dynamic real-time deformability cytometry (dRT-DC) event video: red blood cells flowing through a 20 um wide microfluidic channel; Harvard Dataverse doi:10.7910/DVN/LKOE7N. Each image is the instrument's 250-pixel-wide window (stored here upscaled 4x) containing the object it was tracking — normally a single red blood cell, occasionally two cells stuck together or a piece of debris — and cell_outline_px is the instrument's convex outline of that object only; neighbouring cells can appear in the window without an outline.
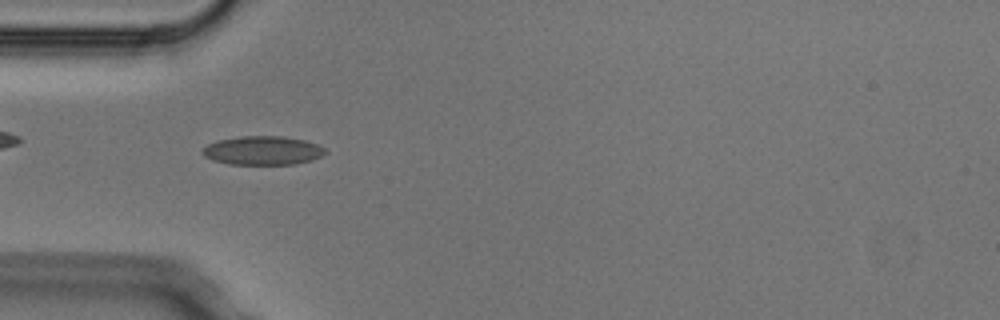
{"species": "Egyptian fruit bat (a non-hibernating species)", "species_latin": "Rousettus aegyptiacus", "temperature_condition": "cold", "stored_images_in_passage": 6, "camera_frame_rate_fps": 3000, "um_per_image_px": 0.085, "animal": {"sex": "male"}, "frame": {"image": 1, "passage_image": 5, "time_ms": 1.333, "image_size_px": [1000, 320], "cell_outline_px": [[328, 152], [312, 160], [296, 164], [228, 164], [212, 160], [204, 156], [200, 152], [208, 144], [220, 140], [240, 136], [280, 136], [304, 140], [316, 144], [324, 148]], "centroid_in_image_um": [22.32, 12.8], "position_along_channel_um": 62.7, "area_um2": 20.52}}
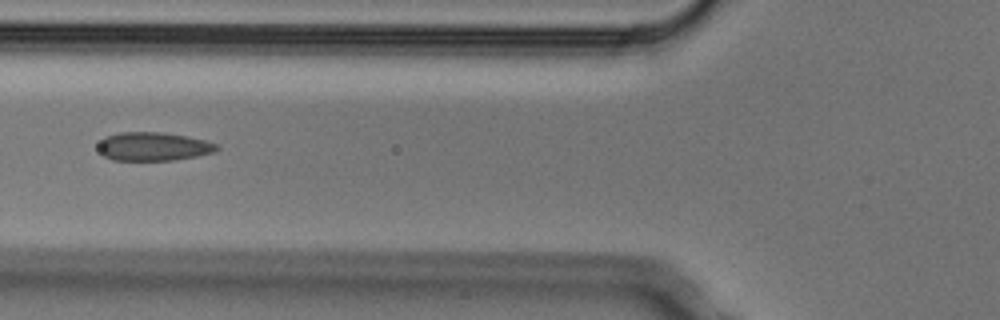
{"frame": {"image": 2, "passage_image": 6, "time_ms": 1.667, "image_size_px": [1000, 320], "cell_outline_px": [[220, 148], [216, 152], [196, 156], [172, 160], [112, 160], [104, 156], [100, 152], [100, 140], [104, 136], [120, 132], [160, 132], [184, 136], [204, 140], [220, 144]], "centroid_in_image_um": [13.06, 12.45], "position_along_channel_um": 112.7, "area_um2": 19.71}}